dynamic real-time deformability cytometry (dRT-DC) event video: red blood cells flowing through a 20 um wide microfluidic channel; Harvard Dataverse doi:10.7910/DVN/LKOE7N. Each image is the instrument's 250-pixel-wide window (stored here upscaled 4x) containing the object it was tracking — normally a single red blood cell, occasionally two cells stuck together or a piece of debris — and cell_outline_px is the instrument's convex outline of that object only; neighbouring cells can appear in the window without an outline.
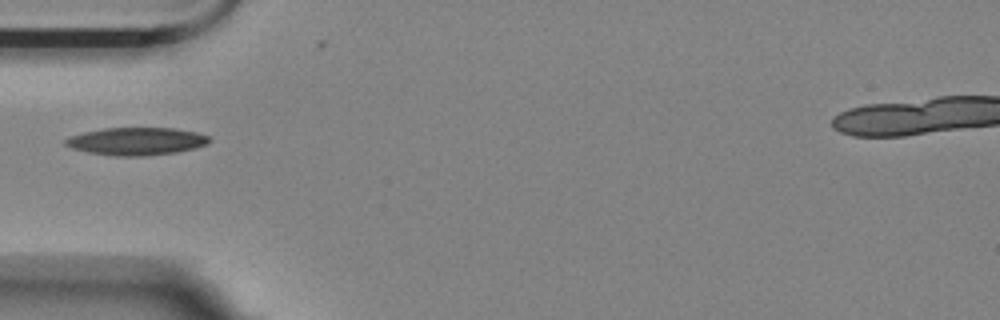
{"species": "Egyptian fruit bat (a non-hibernating species)", "species_latin": "Rousettus aegyptiacus", "temperature_condition": "room temperature", "stored_images_in_passage": 17, "camera_frame_rate_fps": 3000, "um_per_image_px": 0.085, "animal": {"sex": "female"}, "frame": {"image": 1, "passage_image": 1, "time_ms": 0.0, "image_size_px": [1000, 320], "cell_outline_px": [[212, 140], [208, 144], [196, 148], [176, 152], [144, 156], [116, 156], [88, 152], [72, 148], [64, 144], [64, 140], [72, 136], [84, 132], [104, 128], [176, 128], [196, 132], [208, 136]], "centroid_in_image_um": [11.64, 12.01], "position_along_channel_um": 73.4, "area_um2": 23.18}}
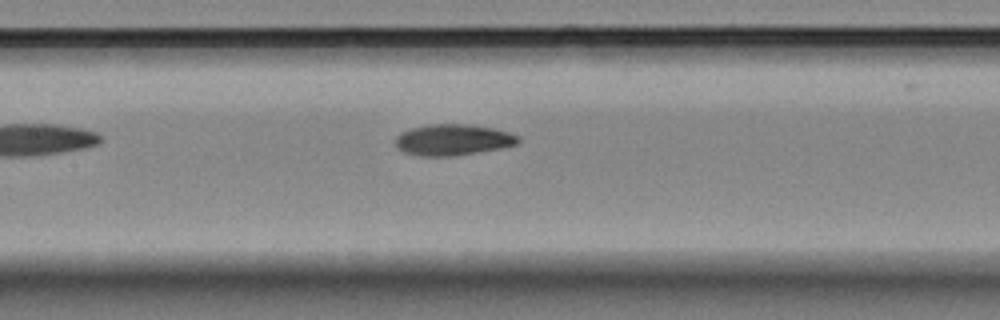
{"frame": {"image": 2, "passage_image": 9, "time_ms": 2.667, "image_size_px": [1000, 320], "cell_outline_px": [[520, 140], [516, 144], [500, 148], [452, 156], [420, 156], [404, 152], [396, 148], [396, 136], [400, 132], [412, 128], [428, 124], [472, 124], [496, 128], [520, 136]], "centroid_in_image_um": [38.49, 11.87], "position_along_channel_um": 168.9, "area_um2": 22.37}}
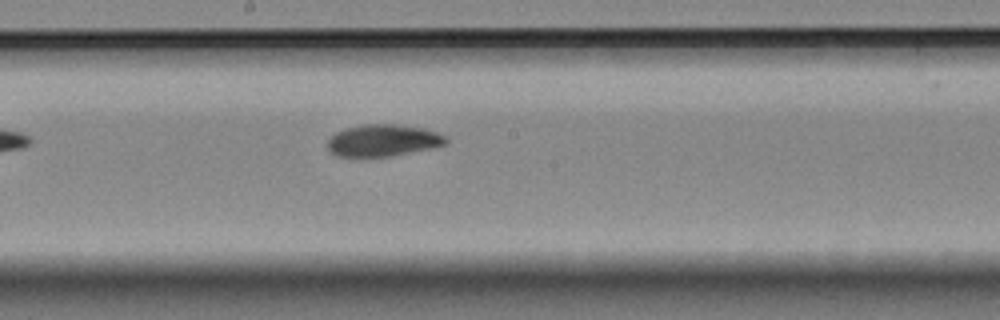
{"frame": {"image": 3, "passage_image": 13, "time_ms": 4.0, "image_size_px": [1000, 320], "cell_outline_px": [[448, 140], [444, 144], [436, 148], [388, 156], [336, 156], [328, 148], [328, 140], [336, 132], [360, 124], [396, 124], [424, 128], [436, 132], [444, 136]], "centroid_in_image_um": [32.58, 11.93], "position_along_channel_um": 215.6, "area_um2": 21.85}}